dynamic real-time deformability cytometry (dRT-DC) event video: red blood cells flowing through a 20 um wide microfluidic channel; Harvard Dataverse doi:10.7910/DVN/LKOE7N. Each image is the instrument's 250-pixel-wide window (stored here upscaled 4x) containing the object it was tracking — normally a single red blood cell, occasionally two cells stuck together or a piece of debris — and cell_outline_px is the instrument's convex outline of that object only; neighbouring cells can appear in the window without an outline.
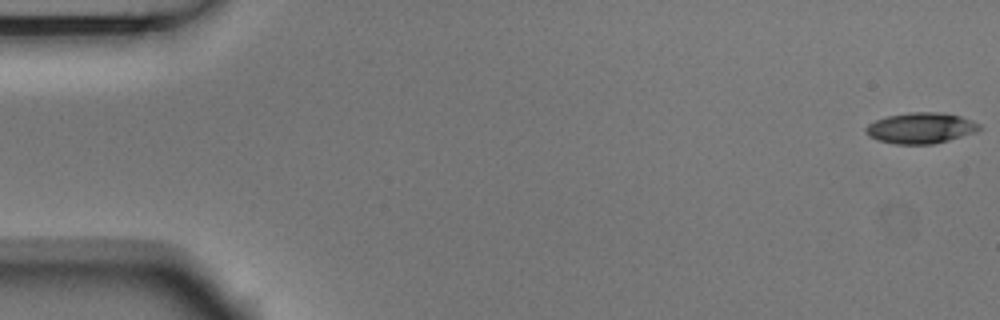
{"species": "Egyptian fruit bat (a non-hibernating species)", "species_latin": "Rousettus aegyptiacus", "temperature_condition": "room temperature", "stored_images_in_passage": 6, "camera_frame_rate_fps": 3000, "um_per_image_px": 0.085, "animal": {"sex": "male"}, "frame": {"image": 1, "passage_image": 1, "time_ms": 0.0, "image_size_px": [1000, 320], "cell_outline_px": [[980, 128], [976, 132], [948, 140], [932, 144], [896, 144], [876, 140], [868, 136], [864, 132], [864, 128], [868, 124], [876, 120], [888, 116], [912, 112], [940, 112], [960, 116], [972, 120], [980, 124]], "centroid_in_image_um": [78.23, 10.89], "position_along_channel_um": 6.8, "area_um2": 20.4}}
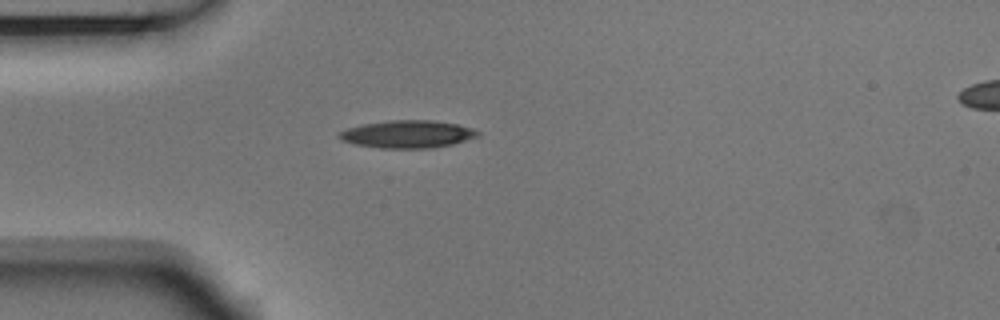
{"frame": {"image": 2, "passage_image": 5, "time_ms": 1.333, "image_size_px": [1000, 320], "cell_outline_px": [[480, 136], [452, 144], [432, 148], [380, 148], [356, 144], [344, 140], [336, 136], [340, 132], [348, 128], [364, 124], [388, 120], [436, 120], [456, 124], [472, 128], [480, 132]], "centroid_in_image_um": [34.68, 11.4], "position_along_channel_um": 50.3, "area_um2": 22.2}}